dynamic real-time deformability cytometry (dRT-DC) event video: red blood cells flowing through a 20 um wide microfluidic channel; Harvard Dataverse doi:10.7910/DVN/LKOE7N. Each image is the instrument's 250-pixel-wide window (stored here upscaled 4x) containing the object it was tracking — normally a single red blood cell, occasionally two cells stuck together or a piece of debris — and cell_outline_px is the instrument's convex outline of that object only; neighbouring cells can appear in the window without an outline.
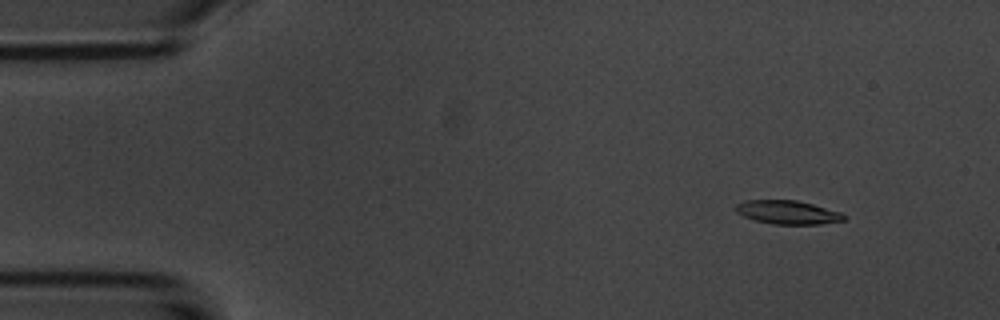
{"species": "common noctule bat (a hibernating species)", "species_latin": "Nyctalus noctula", "temperature_condition": "room temperature", "stored_images_in_passage": 53, "camera_frame_rate_fps": 3000, "um_per_image_px": 0.085, "animal": {"sex": "male", "body_mass_g": 20.1, "forearm_length_mm": 53.5}, "frame": {"image": 1, "passage_image": 5, "time_ms": 1.333, "image_size_px": [1000, 320], "cell_outline_px": [[848, 216], [844, 220], [820, 224], [772, 224], [756, 220], [744, 216], [736, 212], [736, 204], [744, 200], [796, 200], [812, 204], [840, 212]], "centroid_in_image_um": [66.96, 18.04], "position_along_channel_um": 18.0, "area_um2": 14.8}}
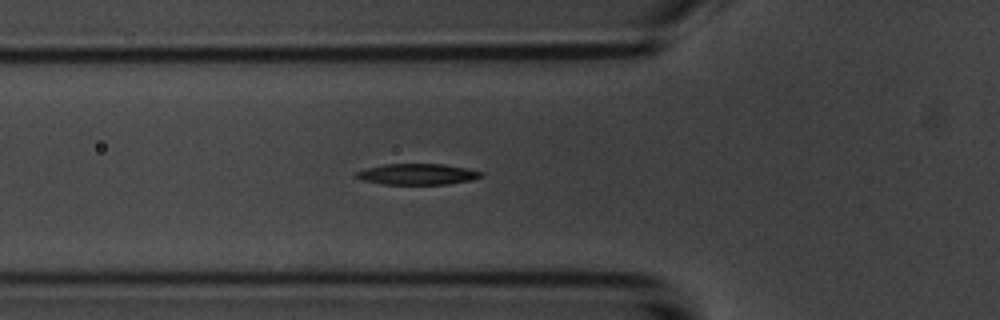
{"frame": {"image": 2, "passage_image": 18, "time_ms": 5.667, "image_size_px": [1000, 320], "cell_outline_px": [[484, 176], [472, 180], [448, 184], [384, 184], [364, 180], [352, 176], [356, 172], [364, 168], [384, 164], [444, 164], [468, 168], [484, 172]], "centroid_in_image_um": [35.5, 14.8], "position_along_channel_um": 90.3, "area_um2": 15.43}}
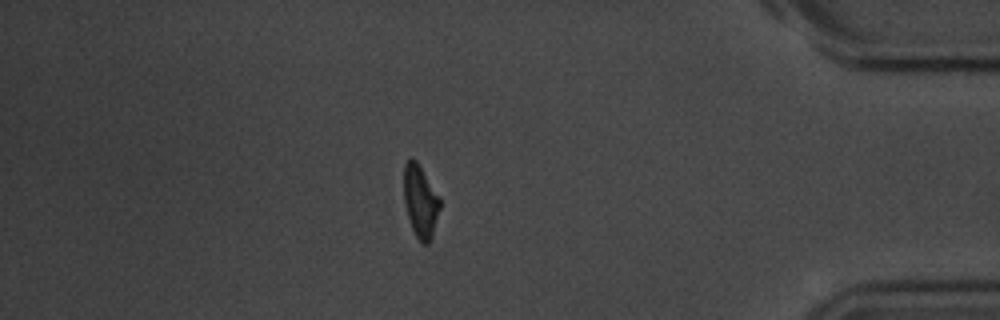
{"frame": {"image": 3, "passage_image": 46, "time_ms": 15.0, "image_size_px": [1000, 320], "cell_outline_px": [[440, 208], [432, 236], [428, 244], [424, 244], [416, 236], [412, 228], [404, 204], [404, 164], [412, 156], [416, 160], [440, 196]], "centroid_in_image_um": [35.74, 17.08], "position_along_channel_um": 399.5, "area_um2": 15.2}, "authors_computed_cell_mechanics": {"area_um2": 15.7794, "velocity_mm_per_s": 3.7117, "shape_relaxation_time_tau1_ms": 2.2699, "shape_relaxation_time_tau2_ms": 6.4645, "deformation_change_tau1": 0.1335, "deformation_change_tau2": 0.1476}}